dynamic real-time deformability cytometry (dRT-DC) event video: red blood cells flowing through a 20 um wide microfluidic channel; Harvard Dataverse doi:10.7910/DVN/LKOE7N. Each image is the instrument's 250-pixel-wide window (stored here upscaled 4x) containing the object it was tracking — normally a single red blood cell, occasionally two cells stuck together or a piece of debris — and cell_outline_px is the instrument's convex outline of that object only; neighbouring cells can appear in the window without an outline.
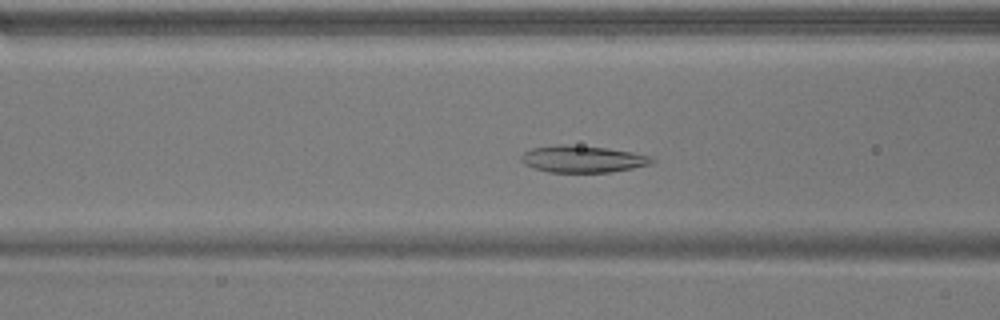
{"species": "common noctule bat (a hibernating species)", "species_latin": "Nyctalus noctula", "temperature_condition": "warm", "stored_images_in_passage": 50, "camera_frame_rate_fps": 3000, "um_per_image_px": 0.085, "animal": {"sex": "male", "body_mass_g": 17.9}, "frame": {"image": 1, "passage_image": 18, "time_ms": 5.667, "image_size_px": [1000, 320], "cell_outline_px": [[656, 160], [652, 164], [612, 172], [548, 172], [524, 164], [520, 160], [520, 156], [524, 152], [532, 148], [556, 144], [568, 144], [608, 148], [632, 152], [652, 156]], "centroid_in_image_um": [49.54, 13.51], "position_along_channel_um": 117.1, "area_um2": 20.63}}
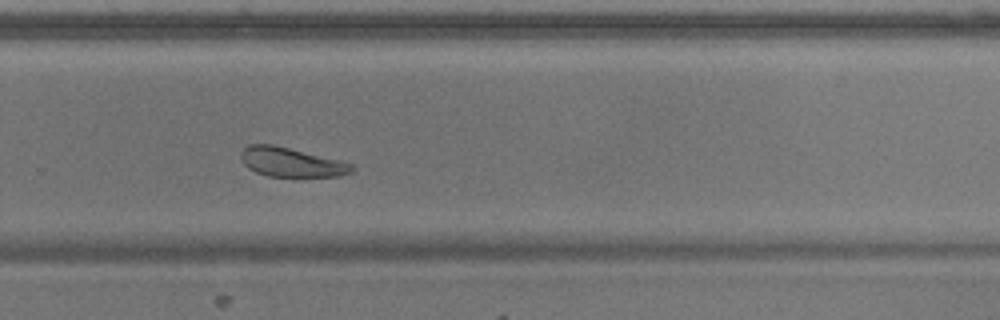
{"frame": {"image": 2, "passage_image": 33, "time_ms": 10.667, "image_size_px": [1000, 320], "cell_outline_px": [[356, 168], [352, 172], [340, 176], [268, 176], [256, 172], [248, 168], [244, 164], [240, 156], [240, 152], [248, 144], [272, 144], [352, 164]], "centroid_in_image_um": [24.71, 13.79], "position_along_channel_um": 305.1, "area_um2": 18.55}}
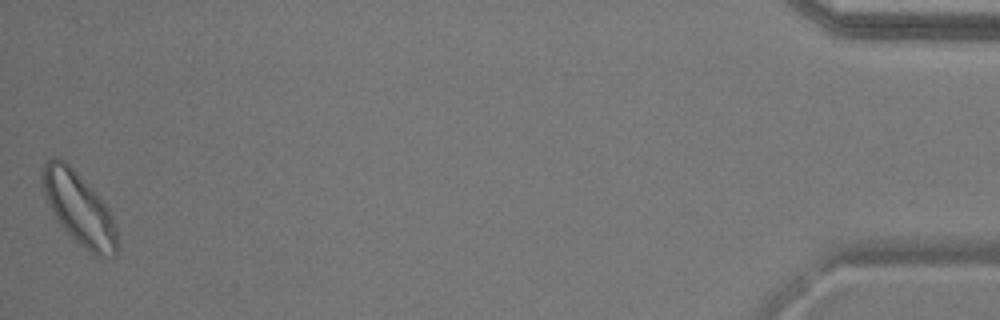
{"frame": {"image": 3, "passage_image": 50, "time_ms": 16.333, "image_size_px": [1000, 320], "cell_outline_px": [[120, 248], [116, 256], [96, 256], [84, 248], [64, 228], [52, 212], [44, 192], [40, 176], [40, 172], [44, 160], [56, 156], [64, 160], [104, 200], [112, 216], [116, 228]], "centroid_in_image_um": [6.73, 17.7], "position_along_channel_um": 428.5, "area_um2": 31.62}, "authors_computed_cell_mechanics": {"area_um2": 22.5998, "velocity_mm_per_s": 3.7614, "shape_relaxation_time_tau1_ms": 3.1709, "shape_relaxation_time_tau2_ms": null, "deformation_change_tau1": 0.0711, "deformation_change_tau2": null}}